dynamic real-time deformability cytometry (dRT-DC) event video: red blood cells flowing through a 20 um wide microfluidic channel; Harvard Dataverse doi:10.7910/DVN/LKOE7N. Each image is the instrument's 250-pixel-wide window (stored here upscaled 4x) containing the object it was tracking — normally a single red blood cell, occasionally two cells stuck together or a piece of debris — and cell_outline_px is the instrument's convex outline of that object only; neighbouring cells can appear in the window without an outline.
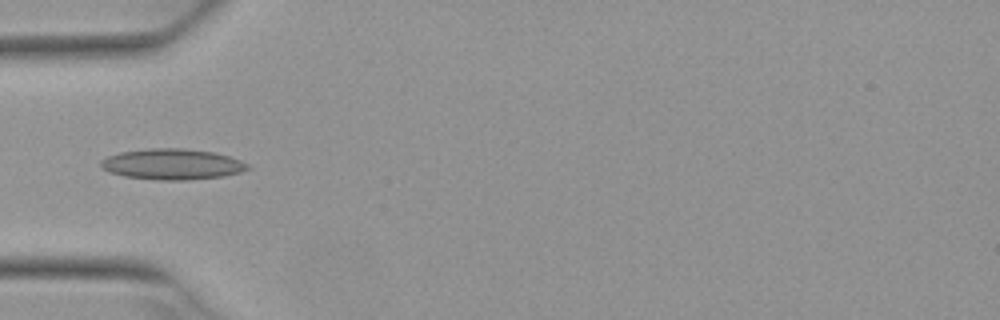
{"species": "Egyptian fruit bat (a non-hibernating species)", "species_latin": "Rousettus aegyptiacus", "temperature_condition": "warm", "stored_images_in_passage": 5, "camera_frame_rate_fps": 3000, "um_per_image_px": 0.085, "animal": {"sex": "female"}, "frame": {"image": 1, "passage_image": 5, "time_ms": 1.333, "image_size_px": [1000, 320], "cell_outline_px": [[252, 168], [240, 172], [224, 176], [184, 180], [160, 180], [124, 176], [108, 172], [100, 168], [100, 160], [108, 156], [120, 152], [152, 148], [184, 148], [212, 152], [228, 156], [240, 160], [248, 164]], "centroid_in_image_um": [14.62, 13.96], "position_along_channel_um": 70.4, "area_um2": 26.36}}